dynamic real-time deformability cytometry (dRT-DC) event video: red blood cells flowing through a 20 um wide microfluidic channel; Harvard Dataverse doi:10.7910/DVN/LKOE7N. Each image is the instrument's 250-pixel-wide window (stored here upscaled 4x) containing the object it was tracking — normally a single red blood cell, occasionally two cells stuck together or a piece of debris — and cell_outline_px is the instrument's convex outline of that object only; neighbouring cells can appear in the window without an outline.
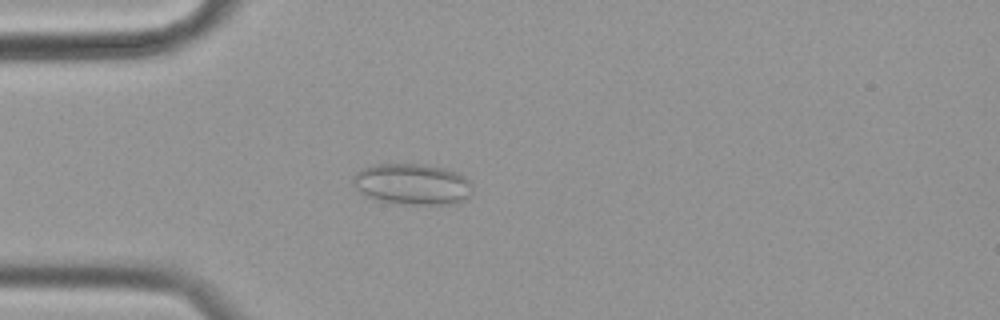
{"species": "common noctule bat (a hibernating species)", "species_latin": "Nyctalus noctula", "temperature_condition": "cold", "stored_images_in_passage": 52, "camera_frame_rate_fps": 3000, "um_per_image_px": 0.085, "animal": {"sex": "female", "body_mass_g": 19.9}, "frame": {"image": 1, "passage_image": 10, "time_ms": 3.0, "image_size_px": [1000, 320], "cell_outline_px": [[472, 184], [468, 196], [464, 200], [452, 204], [400, 204], [380, 200], [368, 196], [360, 192], [352, 184], [352, 176], [360, 168], [376, 164], [424, 164], [444, 168], [460, 172]], "centroid_in_image_um": [35.02, 15.64], "position_along_channel_um": 50.0, "area_um2": 28.73}}
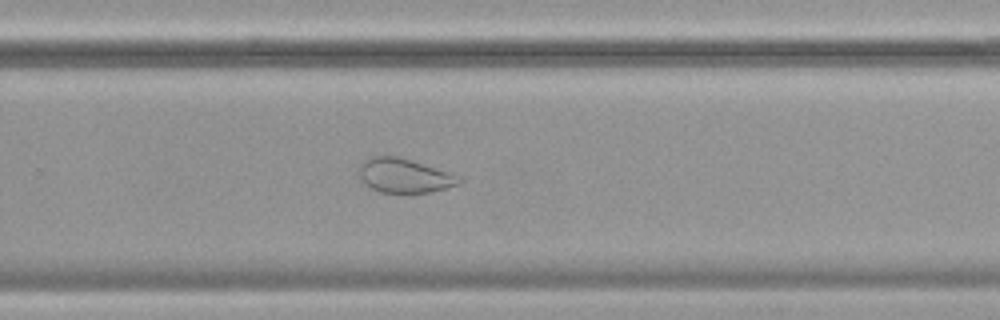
{"frame": {"image": 2, "passage_image": 32, "time_ms": 10.333, "image_size_px": [1000, 320], "cell_outline_px": [[464, 180], [460, 184], [428, 192], [380, 192], [364, 184], [360, 176], [360, 164], [364, 160], [372, 156], [396, 156], [448, 172], [460, 176]], "centroid_in_image_um": [34.36, 14.93], "position_along_channel_um": 295.4, "area_um2": 19.54}}
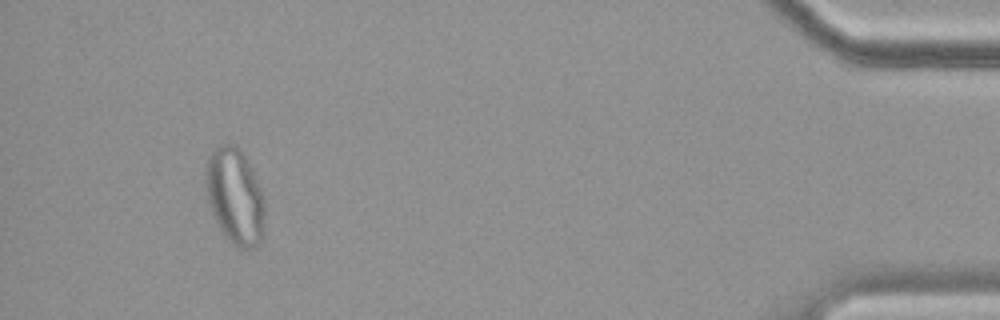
{"frame": {"image": 3, "passage_image": 48, "time_ms": 15.667, "image_size_px": [1000, 320], "cell_outline_px": [[264, 232], [260, 244], [252, 248], [240, 248], [232, 244], [228, 240], [220, 228], [212, 212], [208, 200], [208, 156], [216, 148], [224, 144], [236, 144], [240, 148], [252, 168], [264, 196]], "centroid_in_image_um": [20.04, 16.72], "position_along_channel_um": 415.2, "area_um2": 32.6}, "authors_computed_cell_mechanics": {"area_um2": 27.0215, "velocity_mm_per_s": 3.5008, "shape_relaxation_time_tau1_ms": null, "shape_relaxation_time_tau2_ms": 1.4051, "deformation_change_tau1": null, "deformation_change_tau2": 0.063}}